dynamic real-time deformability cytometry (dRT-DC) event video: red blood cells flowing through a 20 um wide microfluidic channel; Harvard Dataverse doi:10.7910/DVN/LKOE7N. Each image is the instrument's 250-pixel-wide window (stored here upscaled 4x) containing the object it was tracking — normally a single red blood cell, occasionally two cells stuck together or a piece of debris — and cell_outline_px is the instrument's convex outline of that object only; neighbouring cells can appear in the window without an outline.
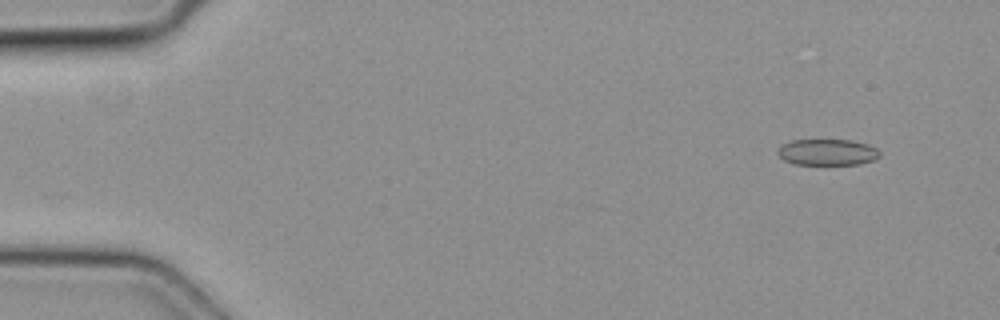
{"species": "common noctule bat (a hibernating species)", "species_latin": "Nyctalus noctula", "temperature_condition": "cold", "stored_images_in_passage": 4, "camera_frame_rate_fps": 3000, "um_per_image_px": 0.085, "animal": {"sex": "female", "body_mass_g": 19.3, "forearm_length_mm": 54.1}, "frame": {"image": 1, "passage_image": 1, "time_ms": 0.0, "image_size_px": [1000, 320], "cell_outline_px": [[880, 156], [876, 160], [860, 164], [796, 164], [784, 160], [776, 152], [780, 144], [792, 140], [852, 140], [868, 144], [876, 148], [880, 152]], "centroid_in_image_um": [70.34, 12.93], "position_along_channel_um": 14.7, "area_um2": 15.72}}
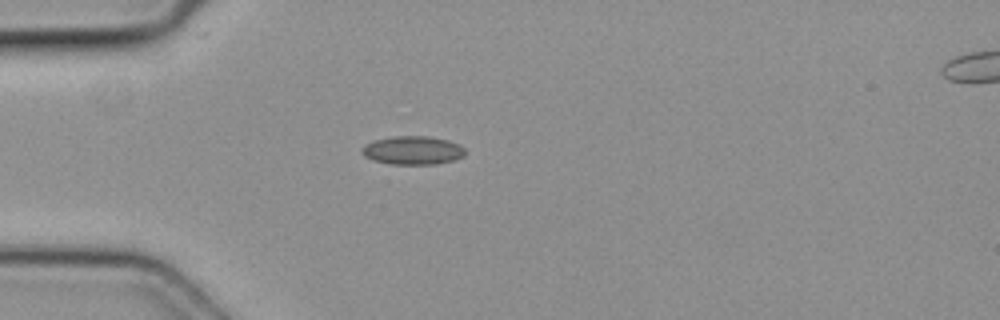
{"frame": {"image": 2, "passage_image": 4, "time_ms": 1.0, "image_size_px": [1000, 320], "cell_outline_px": [[464, 156], [452, 160], [432, 164], [392, 164], [372, 160], [364, 156], [360, 152], [360, 148], [364, 144], [372, 140], [392, 136], [428, 136], [448, 140], [460, 144], [464, 148]], "centroid_in_image_um": [35.02, 12.76], "position_along_channel_um": 50.0, "area_um2": 17.28}}